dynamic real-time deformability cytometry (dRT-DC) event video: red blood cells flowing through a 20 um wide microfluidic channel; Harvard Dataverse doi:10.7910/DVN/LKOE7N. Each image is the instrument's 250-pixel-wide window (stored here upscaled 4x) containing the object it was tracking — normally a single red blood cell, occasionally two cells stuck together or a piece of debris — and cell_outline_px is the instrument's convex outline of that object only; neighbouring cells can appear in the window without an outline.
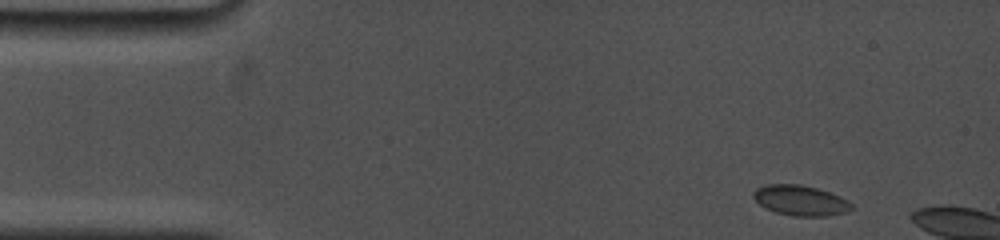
{"species": "common noctule bat (a hibernating species)", "species_latin": "Nyctalus noctula", "temperature_condition": "cold", "stored_images_in_passage": 4, "camera_frame_rate_fps": 5000, "um_per_image_px": 0.085, "animal": {"sex": "female", "body_mass_g": 19.0, "forearm_length_mm": 53.3}, "frame": {"image": 1, "passage_image": 1, "time_ms": 0.0, "image_size_px": [1000, 240], "cell_outline_px": [[856, 208], [848, 212], [828, 216], [792, 216], [776, 212], [764, 208], [752, 196], [752, 192], [756, 188], [764, 184], [800, 184], [816, 188], [840, 196], [848, 200]], "centroid_in_image_um": [68.05, 17.04], "position_along_channel_um": 16.9, "area_um2": 17.57}}